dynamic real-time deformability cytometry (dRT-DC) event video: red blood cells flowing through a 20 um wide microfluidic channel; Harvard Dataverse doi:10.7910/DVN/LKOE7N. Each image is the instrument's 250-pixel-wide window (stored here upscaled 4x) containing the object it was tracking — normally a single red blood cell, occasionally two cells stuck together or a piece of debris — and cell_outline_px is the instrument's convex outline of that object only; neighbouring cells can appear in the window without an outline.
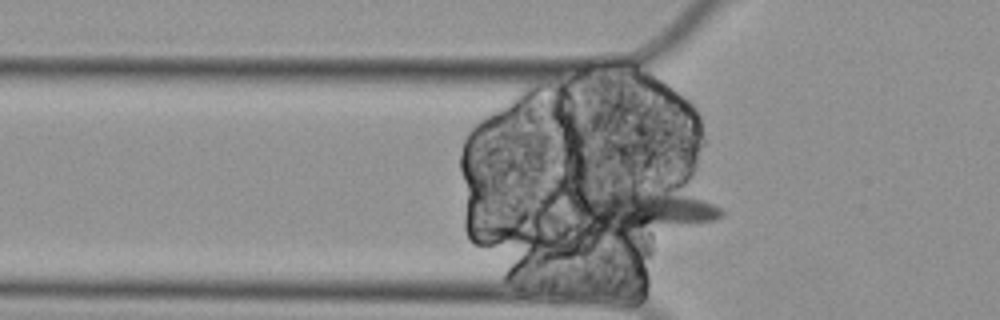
{"species": "Egyptian fruit bat (a non-hibernating species)", "species_latin": "Rousettus aegyptiacus", "temperature_condition": "cold", "stored_images_in_passage": 57, "camera_frame_rate_fps": 3000, "um_per_image_px": 0.085, "animal": {"sex": "female"}, "frame": {"image": 1, "passage_image": 15, "time_ms": 4.667, "image_size_px": [1000, 320], "cell_outline_px": [[724, 216], [712, 220], [624, 240], [596, 220], [580, 208], [584, 204], [600, 196], [612, 192], [648, 192], [688, 196], [704, 200], [720, 208], [724, 212]], "centroid_in_image_um": [55.14, 18.06], "position_along_channel_um": 70.7, "area_um2": 31.96}}
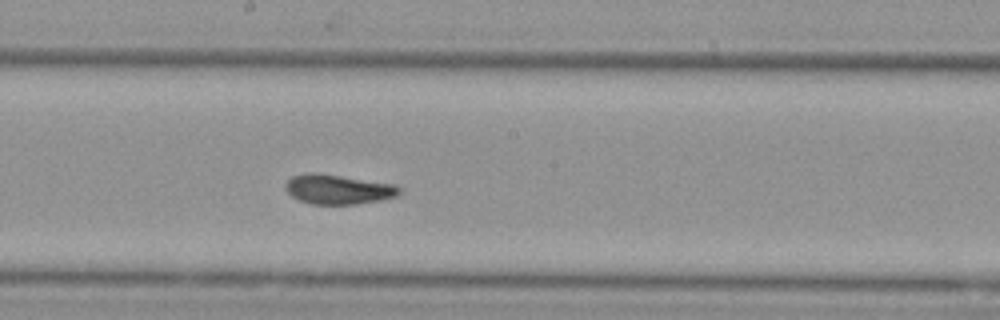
{"frame": {"image": 2, "passage_image": 28, "time_ms": 9.0, "image_size_px": [1000, 320], "cell_outline_px": [[400, 192], [396, 196], [380, 200], [356, 204], [312, 204], [300, 200], [292, 196], [284, 188], [284, 184], [292, 176], [308, 172], [316, 172], [396, 184], [400, 188]], "centroid_in_image_um": [28.72, 16.08], "position_along_channel_um": 219.5, "area_um2": 19.71}}
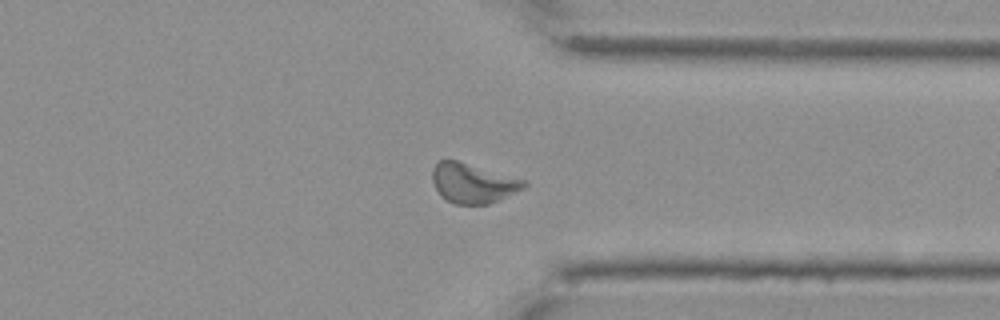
{"frame": {"image": 3, "passage_image": 42, "time_ms": 13.667, "image_size_px": [1000, 320], "cell_outline_px": [[528, 184], [524, 188], [500, 200], [488, 204], [456, 204], [440, 196], [432, 180], [432, 168], [440, 160], [456, 160], [528, 180]], "centroid_in_image_um": [40.23, 15.57], "position_along_channel_um": 371.2, "area_um2": 21.27}, "authors_computed_cell_mechanics": {"area_um2": 20.6924, "velocity_mm_per_s": 3.2786, "shape_relaxation_time_tau1_ms": null, "shape_relaxation_time_tau2_ms": 6.783, "deformation_change_tau1": null, "deformation_change_tau2": 0.0807}}